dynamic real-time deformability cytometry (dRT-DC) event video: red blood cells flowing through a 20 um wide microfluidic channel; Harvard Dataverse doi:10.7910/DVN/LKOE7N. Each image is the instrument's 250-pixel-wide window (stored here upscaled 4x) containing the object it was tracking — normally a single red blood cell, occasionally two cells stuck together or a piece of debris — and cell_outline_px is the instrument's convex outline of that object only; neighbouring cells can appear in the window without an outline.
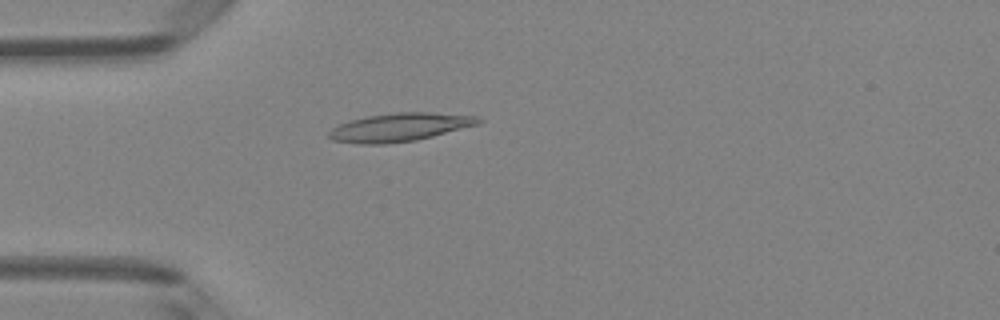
{"species": "Egyptian fruit bat (a non-hibernating species)", "species_latin": "Rousettus aegyptiacus", "temperature_condition": "room temperature", "stored_images_in_passage": 49, "camera_frame_rate_fps": 3000, "um_per_image_px": 0.085, "animal": {"sex": "female"}, "frame": {"image": 1, "passage_image": 14, "time_ms": 4.333, "image_size_px": [1000, 320], "cell_outline_px": [[484, 120], [480, 124], [416, 140], [388, 144], [360, 144], [332, 140], [328, 136], [328, 132], [332, 128], [340, 124], [352, 120], [368, 116], [396, 112], [432, 112], [476, 116]], "centroid_in_image_um": [33.99, 10.82], "position_along_channel_um": 51.0, "area_um2": 24.62}}
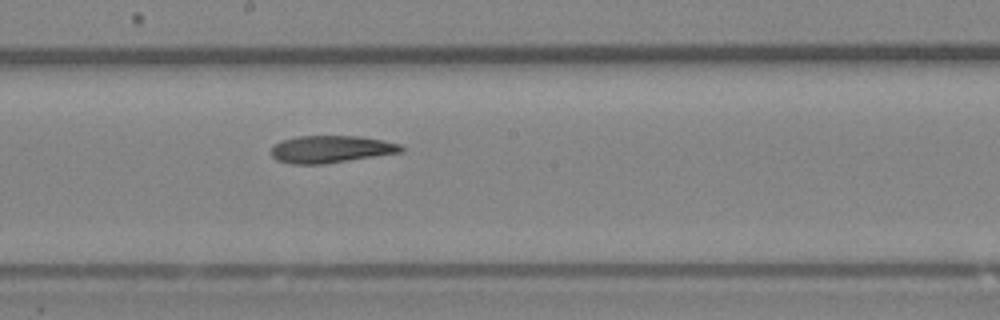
{"frame": {"image": 2, "passage_image": 27, "time_ms": 8.667, "image_size_px": [1000, 320], "cell_outline_px": [[404, 152], [324, 164], [292, 164], [276, 160], [272, 156], [272, 144], [280, 140], [296, 136], [360, 136], [400, 144], [404, 148]], "centroid_in_image_um": [28.1, 12.68], "position_along_channel_um": 220.1, "area_um2": 20.81}}
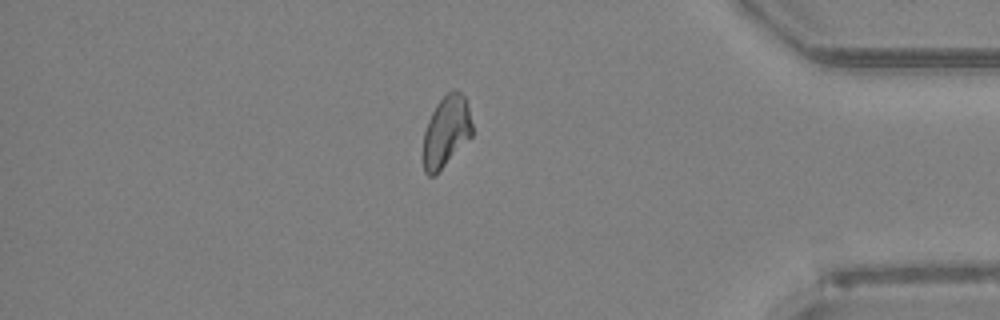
{"frame": {"image": 3, "passage_image": 42, "time_ms": 13.667, "image_size_px": [1000, 320], "cell_outline_px": [[472, 136], [436, 176], [428, 176], [424, 172], [424, 132], [428, 120], [436, 104], [448, 92], [456, 88], [464, 96], [468, 104], [472, 124]], "centroid_in_image_um": [37.94, 11.19], "position_along_channel_um": 397.3, "area_um2": 20.46}, "authors_computed_cell_mechanics": {"area_um2": 21.5594, "velocity_mm_per_s": 4.1539, "shape_relaxation_time_tau1_ms": null, "shape_relaxation_time_tau2_ms": 7.8026, "deformation_change_tau1": null, "deformation_change_tau2": 0.1676}}